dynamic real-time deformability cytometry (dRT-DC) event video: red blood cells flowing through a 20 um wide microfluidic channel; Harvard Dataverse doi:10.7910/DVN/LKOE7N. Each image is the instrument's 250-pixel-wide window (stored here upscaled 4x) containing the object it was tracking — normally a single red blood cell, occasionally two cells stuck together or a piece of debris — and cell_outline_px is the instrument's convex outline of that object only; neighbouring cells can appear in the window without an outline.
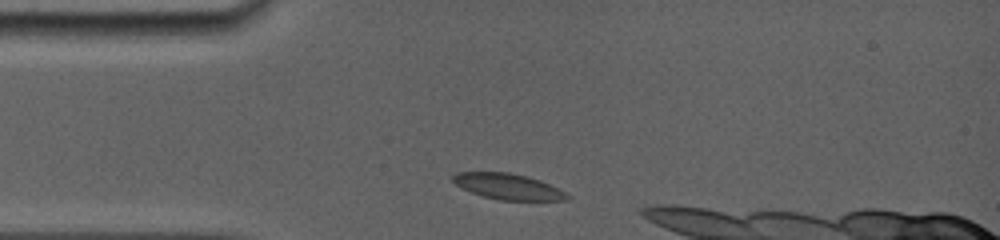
{"species": "common noctule bat (a hibernating species)", "species_latin": "Nyctalus noctula", "temperature_condition": "room temperature", "stored_images_in_passage": 5, "camera_frame_rate_fps": 5000, "um_per_image_px": 0.085, "animal": {"sex": "female", "body_mass_g": 19.0, "forearm_length_mm": 56.7}, "frame": {"image": 1, "passage_image": 1, "time_ms": 0.0, "image_size_px": [1000, 240], "cell_outline_px": [[572, 196], [568, 200], [500, 200], [484, 196], [472, 192], [456, 184], [452, 180], [452, 176], [456, 172], [508, 172], [528, 176], [540, 180]], "centroid_in_image_um": [43.19, 15.85], "position_along_channel_um": 41.8, "area_um2": 16.99}}
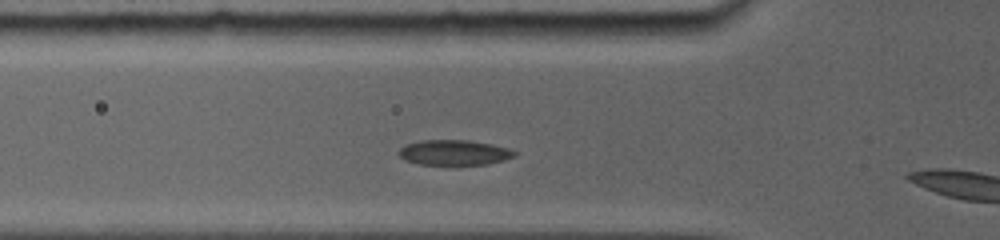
{"frame": {"image": 2, "passage_image": 4, "time_ms": 1.6, "image_size_px": [1000, 240], "cell_outline_px": [[516, 156], [504, 160], [488, 164], [448, 168], [420, 164], [404, 160], [396, 152], [404, 144], [420, 140], [468, 140], [492, 144], [508, 148], [516, 152]], "centroid_in_image_um": [38.56, 13.01], "position_along_channel_um": 87.2, "area_um2": 18.03}}